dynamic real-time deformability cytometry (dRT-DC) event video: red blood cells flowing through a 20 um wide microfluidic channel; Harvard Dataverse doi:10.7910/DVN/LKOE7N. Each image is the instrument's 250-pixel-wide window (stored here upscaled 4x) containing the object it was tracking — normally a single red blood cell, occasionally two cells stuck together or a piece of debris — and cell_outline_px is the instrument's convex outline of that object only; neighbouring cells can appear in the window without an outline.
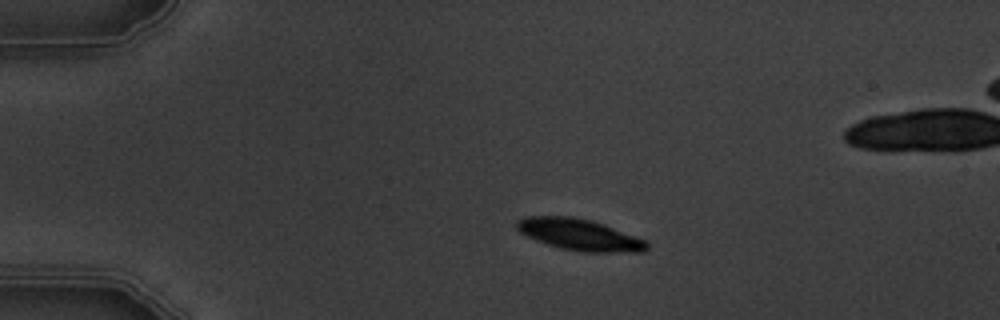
{"species": "common noctule bat (a hibernating species)", "species_latin": "Nyctalus noctula", "temperature_condition": "warm", "stored_images_in_passage": 4, "camera_frame_rate_fps": 3000, "um_per_image_px": 0.085, "animal": {"sex": "male", "body_mass_g": 19.5, "forearm_length_mm": 54.6}, "frame": {"image": 1, "passage_image": 2, "time_ms": 2.0, "image_size_px": [1000, 320], "cell_outline_px": [[648, 248], [644, 252], [580, 252], [560, 248], [536, 240], [520, 232], [516, 228], [516, 220], [524, 216], [572, 216], [592, 220], [604, 224], [648, 240]], "centroid_in_image_um": [49.29, 19.94], "position_along_channel_um": 35.7, "area_um2": 24.1}}